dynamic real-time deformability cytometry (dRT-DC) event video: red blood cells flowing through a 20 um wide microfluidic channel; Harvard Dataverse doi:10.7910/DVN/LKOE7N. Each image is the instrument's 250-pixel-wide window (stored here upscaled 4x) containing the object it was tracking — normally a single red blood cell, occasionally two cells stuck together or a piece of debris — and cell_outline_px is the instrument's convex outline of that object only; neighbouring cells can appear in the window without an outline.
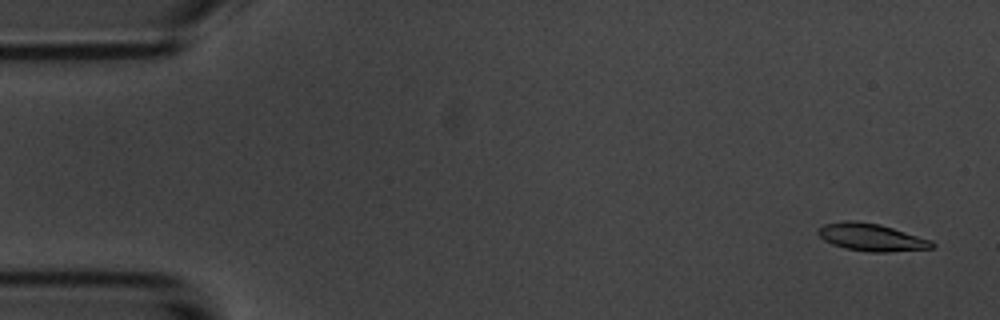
{"species": "common noctule bat (a hibernating species)", "species_latin": "Nyctalus noctula", "temperature_condition": "room temperature", "stored_images_in_passage": 6, "camera_frame_rate_fps": 3000, "um_per_image_px": 0.085, "animal": {"sex": "male", "body_mass_g": 20.1, "forearm_length_mm": 53.5}, "frame": {"image": 1, "passage_image": 1, "time_ms": 0.0, "image_size_px": [1000, 320], "cell_outline_px": [[936, 244], [932, 248], [888, 252], [868, 252], [844, 248], [832, 244], [824, 240], [816, 232], [824, 224], [844, 220], [856, 220], [880, 224], [932, 240]], "centroid_in_image_um": [74.06, 20.16], "position_along_channel_um": 10.9, "area_um2": 18.32}}
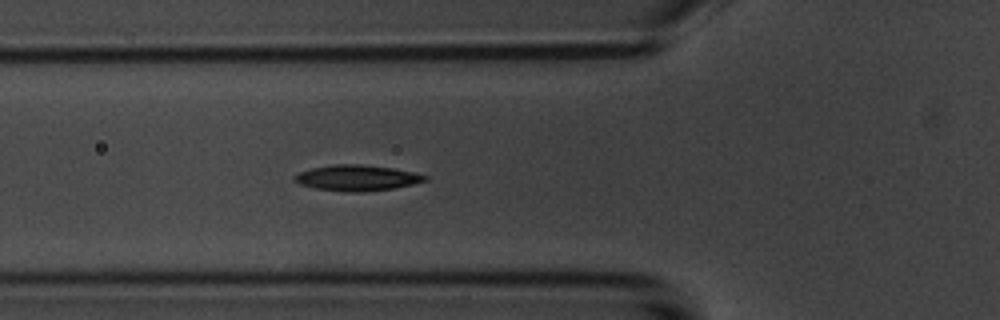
{"frame": {"image": 2, "passage_image": 6, "time_ms": 5.667, "image_size_px": [1000, 320], "cell_outline_px": [[428, 180], [396, 188], [364, 192], [348, 192], [316, 188], [300, 184], [292, 180], [300, 172], [312, 168], [336, 164], [360, 164], [392, 168], [416, 172], [428, 176]], "centroid_in_image_um": [30.39, 15.12], "position_along_channel_um": 95.4, "area_um2": 19.54}}